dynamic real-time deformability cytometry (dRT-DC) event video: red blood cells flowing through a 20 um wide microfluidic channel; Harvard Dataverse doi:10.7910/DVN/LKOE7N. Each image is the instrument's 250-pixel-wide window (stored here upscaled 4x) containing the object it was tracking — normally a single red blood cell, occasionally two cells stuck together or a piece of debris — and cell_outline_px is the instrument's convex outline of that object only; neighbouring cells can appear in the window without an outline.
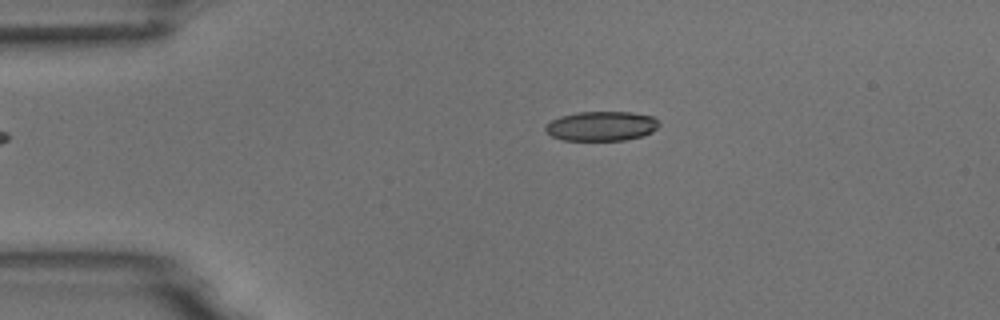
{"species": "common noctule bat (a hibernating species)", "species_latin": "Nyctalus noctula", "temperature_condition": "room temperature", "stored_images_in_passage": 2, "camera_frame_rate_fps": 3000, "um_per_image_px": 0.085, "animal": {"sex": "male", "body_mass_g": 18.8}, "frame": {"image": 1, "passage_image": 2, "time_ms": 0.333, "image_size_px": [1000, 320], "cell_outline_px": [[660, 124], [652, 132], [644, 136], [624, 140], [564, 140], [552, 136], [544, 132], [544, 128], [552, 120], [560, 116], [576, 112], [632, 112], [652, 116]], "centroid_in_image_um": [51.12, 10.72], "position_along_channel_um": 33.9, "area_um2": 19.59}}